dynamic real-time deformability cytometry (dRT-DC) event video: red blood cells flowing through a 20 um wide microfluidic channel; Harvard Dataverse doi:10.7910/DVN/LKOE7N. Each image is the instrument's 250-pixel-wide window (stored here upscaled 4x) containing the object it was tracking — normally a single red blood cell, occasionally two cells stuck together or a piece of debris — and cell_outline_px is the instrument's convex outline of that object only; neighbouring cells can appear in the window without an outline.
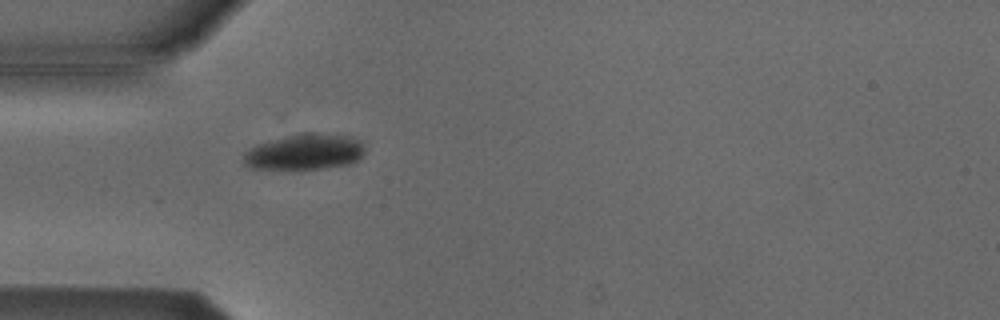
{"species": "Egyptian fruit bat (a non-hibernating species)", "species_latin": "Rousettus aegyptiacus", "temperature_condition": "cold", "stored_images_in_passage": 26, "camera_frame_rate_fps": 3000, "um_per_image_px": 0.085, "animal": {"sex": "male"}, "frame": {"image": 1, "passage_image": 1, "time_ms": 0.0, "image_size_px": [1000, 320], "cell_outline_px": [[364, 152], [356, 160], [348, 164], [320, 168], [248, 168], [244, 164], [244, 152], [256, 144], [268, 140], [304, 132], [336, 132], [352, 136], [360, 140], [364, 148]], "centroid_in_image_um": [25.92, 12.86], "position_along_channel_um": 59.1, "area_um2": 25.49}}
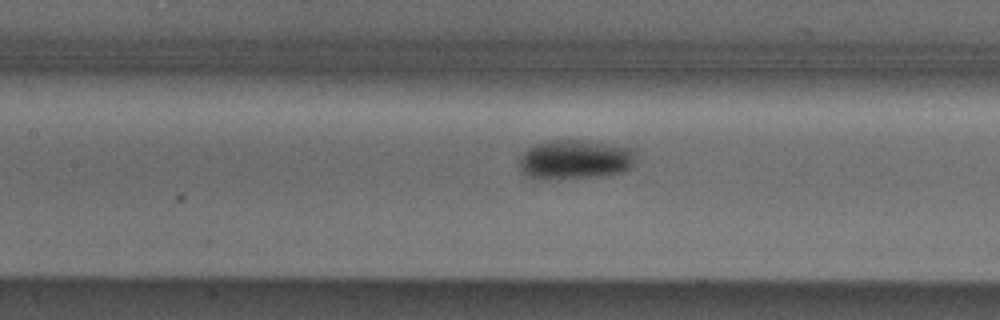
{"frame": {"image": 2, "passage_image": 9, "time_ms": 2.667, "image_size_px": [1000, 320], "cell_outline_px": [[636, 156], [632, 168], [624, 172], [596, 176], [556, 180], [540, 180], [528, 176], [520, 172], [520, 156], [528, 148], [536, 144], [552, 140], [580, 140], [632, 148], [636, 152]], "centroid_in_image_um": [48.87, 13.59], "position_along_channel_um": 158.5, "area_um2": 27.05}}
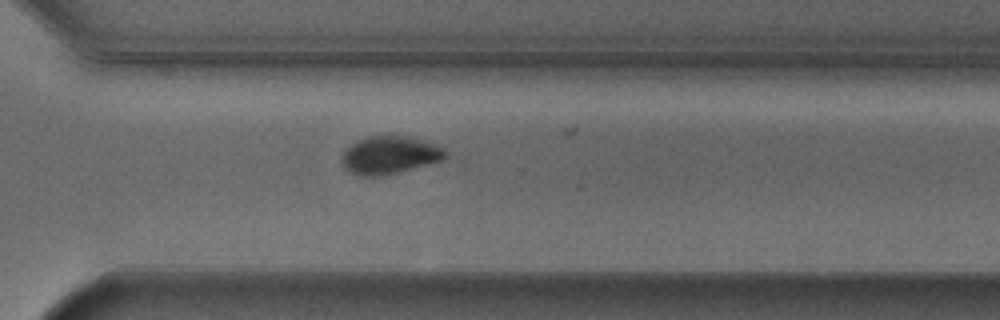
{"frame": {"image": 3, "passage_image": 23, "time_ms": 7.333, "image_size_px": [1000, 320], "cell_outline_px": [[448, 156], [440, 160], [396, 172], [380, 176], [364, 176], [352, 172], [344, 168], [344, 152], [356, 140], [372, 136], [404, 136], [440, 144], [444, 148]], "centroid_in_image_um": [33.16, 13.16], "position_along_channel_um": 337.4, "area_um2": 22.2}}